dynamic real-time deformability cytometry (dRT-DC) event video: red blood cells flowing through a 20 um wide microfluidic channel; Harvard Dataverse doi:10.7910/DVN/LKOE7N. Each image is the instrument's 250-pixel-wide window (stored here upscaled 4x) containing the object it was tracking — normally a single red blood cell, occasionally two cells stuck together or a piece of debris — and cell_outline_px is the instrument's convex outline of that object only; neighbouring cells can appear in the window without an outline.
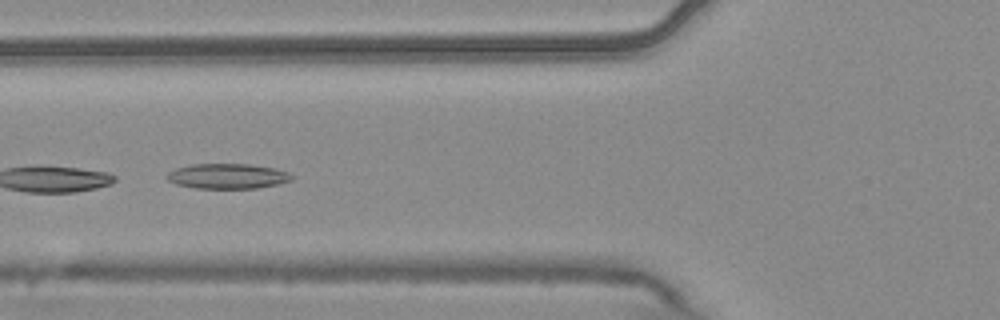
{"species": "common noctule bat (a hibernating species)", "species_latin": "Nyctalus noctula", "temperature_condition": "warm", "stored_images_in_passage": 7, "camera_frame_rate_fps": 3000, "um_per_image_px": 0.085, "animal": {"sex": "male", "body_mass_g": 20.4}, "frame": {"image": 1, "passage_image": 7, "time_ms": 2.0, "image_size_px": [1000, 320], "cell_outline_px": [[296, 176], [292, 180], [276, 184], [256, 188], [196, 188], [176, 184], [168, 180], [164, 176], [168, 172], [176, 168], [192, 164], [248, 164], [276, 168], [288, 172]], "centroid_in_image_um": [19.35, 14.97], "position_along_channel_um": 106.5, "area_um2": 18.32}}